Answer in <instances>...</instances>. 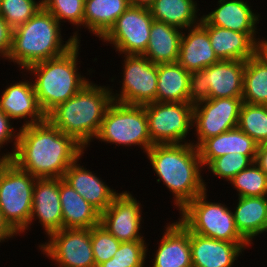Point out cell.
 <instances>
[{"instance_id": "obj_1", "label": "cell", "mask_w": 267, "mask_h": 267, "mask_svg": "<svg viewBox=\"0 0 267 267\" xmlns=\"http://www.w3.org/2000/svg\"><path fill=\"white\" fill-rule=\"evenodd\" d=\"M17 131L18 142L11 161L36 178H63L69 166L84 154L80 144L47 118Z\"/></svg>"}, {"instance_id": "obj_2", "label": "cell", "mask_w": 267, "mask_h": 267, "mask_svg": "<svg viewBox=\"0 0 267 267\" xmlns=\"http://www.w3.org/2000/svg\"><path fill=\"white\" fill-rule=\"evenodd\" d=\"M153 170L171 194L173 203L181 210L187 203L203 193L207 184L201 172L198 148L191 141L179 144H155L146 152ZM202 169V170H201Z\"/></svg>"}, {"instance_id": "obj_3", "label": "cell", "mask_w": 267, "mask_h": 267, "mask_svg": "<svg viewBox=\"0 0 267 267\" xmlns=\"http://www.w3.org/2000/svg\"><path fill=\"white\" fill-rule=\"evenodd\" d=\"M61 30V24L42 7L25 24L13 29L8 61L25 71L31 65L65 54L76 42L80 43L79 30L67 41L62 40Z\"/></svg>"}, {"instance_id": "obj_4", "label": "cell", "mask_w": 267, "mask_h": 267, "mask_svg": "<svg viewBox=\"0 0 267 267\" xmlns=\"http://www.w3.org/2000/svg\"><path fill=\"white\" fill-rule=\"evenodd\" d=\"M109 87L89 81L73 97L53 109L46 118L86 150L97 136L105 112L113 102Z\"/></svg>"}, {"instance_id": "obj_5", "label": "cell", "mask_w": 267, "mask_h": 267, "mask_svg": "<svg viewBox=\"0 0 267 267\" xmlns=\"http://www.w3.org/2000/svg\"><path fill=\"white\" fill-rule=\"evenodd\" d=\"M79 48L80 43L76 42L65 54L31 65L25 71L34 75L37 101L46 116L89 82L77 68Z\"/></svg>"}, {"instance_id": "obj_6", "label": "cell", "mask_w": 267, "mask_h": 267, "mask_svg": "<svg viewBox=\"0 0 267 267\" xmlns=\"http://www.w3.org/2000/svg\"><path fill=\"white\" fill-rule=\"evenodd\" d=\"M207 189L187 203L178 220L192 233L217 240L248 243L237 231L231 208L207 200Z\"/></svg>"}, {"instance_id": "obj_7", "label": "cell", "mask_w": 267, "mask_h": 267, "mask_svg": "<svg viewBox=\"0 0 267 267\" xmlns=\"http://www.w3.org/2000/svg\"><path fill=\"white\" fill-rule=\"evenodd\" d=\"M36 177L11 160H0V212L20 235L30 222Z\"/></svg>"}, {"instance_id": "obj_8", "label": "cell", "mask_w": 267, "mask_h": 267, "mask_svg": "<svg viewBox=\"0 0 267 267\" xmlns=\"http://www.w3.org/2000/svg\"><path fill=\"white\" fill-rule=\"evenodd\" d=\"M95 138L123 147L138 145L146 153L153 146V142L148 132L144 105L121 104L113 101L105 112Z\"/></svg>"}, {"instance_id": "obj_9", "label": "cell", "mask_w": 267, "mask_h": 267, "mask_svg": "<svg viewBox=\"0 0 267 267\" xmlns=\"http://www.w3.org/2000/svg\"><path fill=\"white\" fill-rule=\"evenodd\" d=\"M148 132L155 144L188 143L194 106L188 102H151L144 105ZM186 138V139H185Z\"/></svg>"}, {"instance_id": "obj_10", "label": "cell", "mask_w": 267, "mask_h": 267, "mask_svg": "<svg viewBox=\"0 0 267 267\" xmlns=\"http://www.w3.org/2000/svg\"><path fill=\"white\" fill-rule=\"evenodd\" d=\"M122 63V87L119 93L111 88L115 102L129 105H145L156 102L158 65L144 55H124Z\"/></svg>"}, {"instance_id": "obj_11", "label": "cell", "mask_w": 267, "mask_h": 267, "mask_svg": "<svg viewBox=\"0 0 267 267\" xmlns=\"http://www.w3.org/2000/svg\"><path fill=\"white\" fill-rule=\"evenodd\" d=\"M153 17L148 7L130 6L100 39L124 55H142L148 46Z\"/></svg>"}, {"instance_id": "obj_12", "label": "cell", "mask_w": 267, "mask_h": 267, "mask_svg": "<svg viewBox=\"0 0 267 267\" xmlns=\"http://www.w3.org/2000/svg\"><path fill=\"white\" fill-rule=\"evenodd\" d=\"M39 246L58 267H96L91 243V229L62 228Z\"/></svg>"}, {"instance_id": "obj_13", "label": "cell", "mask_w": 267, "mask_h": 267, "mask_svg": "<svg viewBox=\"0 0 267 267\" xmlns=\"http://www.w3.org/2000/svg\"><path fill=\"white\" fill-rule=\"evenodd\" d=\"M242 97L209 98L194 105L193 127L197 141L191 143L198 147L205 139L237 128Z\"/></svg>"}, {"instance_id": "obj_14", "label": "cell", "mask_w": 267, "mask_h": 267, "mask_svg": "<svg viewBox=\"0 0 267 267\" xmlns=\"http://www.w3.org/2000/svg\"><path fill=\"white\" fill-rule=\"evenodd\" d=\"M129 191L119 192L101 213L100 225L120 242L144 240L141 233L142 207Z\"/></svg>"}, {"instance_id": "obj_15", "label": "cell", "mask_w": 267, "mask_h": 267, "mask_svg": "<svg viewBox=\"0 0 267 267\" xmlns=\"http://www.w3.org/2000/svg\"><path fill=\"white\" fill-rule=\"evenodd\" d=\"M38 223L45 230L47 236L63 228L62 207L59 194V178H36L33 195L30 222L21 232L30 229L34 222Z\"/></svg>"}, {"instance_id": "obj_16", "label": "cell", "mask_w": 267, "mask_h": 267, "mask_svg": "<svg viewBox=\"0 0 267 267\" xmlns=\"http://www.w3.org/2000/svg\"><path fill=\"white\" fill-rule=\"evenodd\" d=\"M217 7L212 12L202 15V18L211 26H219L228 30L246 33L259 47L266 40L256 37L258 34L260 14L252 10L247 1L218 0Z\"/></svg>"}, {"instance_id": "obj_17", "label": "cell", "mask_w": 267, "mask_h": 267, "mask_svg": "<svg viewBox=\"0 0 267 267\" xmlns=\"http://www.w3.org/2000/svg\"><path fill=\"white\" fill-rule=\"evenodd\" d=\"M249 243H234L190 232L192 267H232Z\"/></svg>"}, {"instance_id": "obj_18", "label": "cell", "mask_w": 267, "mask_h": 267, "mask_svg": "<svg viewBox=\"0 0 267 267\" xmlns=\"http://www.w3.org/2000/svg\"><path fill=\"white\" fill-rule=\"evenodd\" d=\"M6 87L0 96V110L11 120L25 119L21 126L24 127L46 119L38 104L32 82L24 80Z\"/></svg>"}, {"instance_id": "obj_19", "label": "cell", "mask_w": 267, "mask_h": 267, "mask_svg": "<svg viewBox=\"0 0 267 267\" xmlns=\"http://www.w3.org/2000/svg\"><path fill=\"white\" fill-rule=\"evenodd\" d=\"M152 267H192L190 231L178 220L166 225Z\"/></svg>"}, {"instance_id": "obj_20", "label": "cell", "mask_w": 267, "mask_h": 267, "mask_svg": "<svg viewBox=\"0 0 267 267\" xmlns=\"http://www.w3.org/2000/svg\"><path fill=\"white\" fill-rule=\"evenodd\" d=\"M82 156L84 155L82 154L69 166L62 179L102 213L112 203L118 192L106 185L94 172L80 165L78 161Z\"/></svg>"}, {"instance_id": "obj_21", "label": "cell", "mask_w": 267, "mask_h": 267, "mask_svg": "<svg viewBox=\"0 0 267 267\" xmlns=\"http://www.w3.org/2000/svg\"><path fill=\"white\" fill-rule=\"evenodd\" d=\"M184 31L177 62L185 70H203L220 61L211 46L207 30L200 23Z\"/></svg>"}, {"instance_id": "obj_22", "label": "cell", "mask_w": 267, "mask_h": 267, "mask_svg": "<svg viewBox=\"0 0 267 267\" xmlns=\"http://www.w3.org/2000/svg\"><path fill=\"white\" fill-rule=\"evenodd\" d=\"M245 61L220 60L203 69L209 98L242 97Z\"/></svg>"}, {"instance_id": "obj_23", "label": "cell", "mask_w": 267, "mask_h": 267, "mask_svg": "<svg viewBox=\"0 0 267 267\" xmlns=\"http://www.w3.org/2000/svg\"><path fill=\"white\" fill-rule=\"evenodd\" d=\"M200 24L207 30L211 46L219 60L246 61L260 48L246 33L211 26L203 18Z\"/></svg>"}, {"instance_id": "obj_24", "label": "cell", "mask_w": 267, "mask_h": 267, "mask_svg": "<svg viewBox=\"0 0 267 267\" xmlns=\"http://www.w3.org/2000/svg\"><path fill=\"white\" fill-rule=\"evenodd\" d=\"M197 148L202 166L205 169L213 159L228 153L247 155L255 162L258 144L237 127L205 139Z\"/></svg>"}, {"instance_id": "obj_25", "label": "cell", "mask_w": 267, "mask_h": 267, "mask_svg": "<svg viewBox=\"0 0 267 267\" xmlns=\"http://www.w3.org/2000/svg\"><path fill=\"white\" fill-rule=\"evenodd\" d=\"M59 194L63 228L91 229L100 224L101 213L62 178H59Z\"/></svg>"}, {"instance_id": "obj_26", "label": "cell", "mask_w": 267, "mask_h": 267, "mask_svg": "<svg viewBox=\"0 0 267 267\" xmlns=\"http://www.w3.org/2000/svg\"><path fill=\"white\" fill-rule=\"evenodd\" d=\"M237 200L232 209L235 226L251 245L256 236L267 232V196L238 197Z\"/></svg>"}, {"instance_id": "obj_27", "label": "cell", "mask_w": 267, "mask_h": 267, "mask_svg": "<svg viewBox=\"0 0 267 267\" xmlns=\"http://www.w3.org/2000/svg\"><path fill=\"white\" fill-rule=\"evenodd\" d=\"M182 32L178 27L153 20L149 43L142 55L157 65L177 62Z\"/></svg>"}, {"instance_id": "obj_28", "label": "cell", "mask_w": 267, "mask_h": 267, "mask_svg": "<svg viewBox=\"0 0 267 267\" xmlns=\"http://www.w3.org/2000/svg\"><path fill=\"white\" fill-rule=\"evenodd\" d=\"M129 7L128 0H85L83 27L101 39Z\"/></svg>"}, {"instance_id": "obj_29", "label": "cell", "mask_w": 267, "mask_h": 267, "mask_svg": "<svg viewBox=\"0 0 267 267\" xmlns=\"http://www.w3.org/2000/svg\"><path fill=\"white\" fill-rule=\"evenodd\" d=\"M197 5L195 0H155L148 9L154 20L185 30L201 22Z\"/></svg>"}, {"instance_id": "obj_30", "label": "cell", "mask_w": 267, "mask_h": 267, "mask_svg": "<svg viewBox=\"0 0 267 267\" xmlns=\"http://www.w3.org/2000/svg\"><path fill=\"white\" fill-rule=\"evenodd\" d=\"M189 78L178 62L158 64L156 102H188Z\"/></svg>"}, {"instance_id": "obj_31", "label": "cell", "mask_w": 267, "mask_h": 267, "mask_svg": "<svg viewBox=\"0 0 267 267\" xmlns=\"http://www.w3.org/2000/svg\"><path fill=\"white\" fill-rule=\"evenodd\" d=\"M242 99L267 106V57L260 50L245 61Z\"/></svg>"}, {"instance_id": "obj_32", "label": "cell", "mask_w": 267, "mask_h": 267, "mask_svg": "<svg viewBox=\"0 0 267 267\" xmlns=\"http://www.w3.org/2000/svg\"><path fill=\"white\" fill-rule=\"evenodd\" d=\"M237 127L258 145L267 143V106L243 102Z\"/></svg>"}, {"instance_id": "obj_33", "label": "cell", "mask_w": 267, "mask_h": 267, "mask_svg": "<svg viewBox=\"0 0 267 267\" xmlns=\"http://www.w3.org/2000/svg\"><path fill=\"white\" fill-rule=\"evenodd\" d=\"M238 197L267 196V175L253 162L230 181Z\"/></svg>"}, {"instance_id": "obj_34", "label": "cell", "mask_w": 267, "mask_h": 267, "mask_svg": "<svg viewBox=\"0 0 267 267\" xmlns=\"http://www.w3.org/2000/svg\"><path fill=\"white\" fill-rule=\"evenodd\" d=\"M43 7L42 0H0V16L12 28L25 24Z\"/></svg>"}, {"instance_id": "obj_35", "label": "cell", "mask_w": 267, "mask_h": 267, "mask_svg": "<svg viewBox=\"0 0 267 267\" xmlns=\"http://www.w3.org/2000/svg\"><path fill=\"white\" fill-rule=\"evenodd\" d=\"M42 4L60 24L67 20L74 28L83 26L85 0H42Z\"/></svg>"}, {"instance_id": "obj_36", "label": "cell", "mask_w": 267, "mask_h": 267, "mask_svg": "<svg viewBox=\"0 0 267 267\" xmlns=\"http://www.w3.org/2000/svg\"><path fill=\"white\" fill-rule=\"evenodd\" d=\"M254 161L247 155L228 153L213 159L206 169L214 176L230 181L235 175L250 166Z\"/></svg>"}, {"instance_id": "obj_37", "label": "cell", "mask_w": 267, "mask_h": 267, "mask_svg": "<svg viewBox=\"0 0 267 267\" xmlns=\"http://www.w3.org/2000/svg\"><path fill=\"white\" fill-rule=\"evenodd\" d=\"M91 243L96 267L111 259L121 244L100 224L91 228Z\"/></svg>"}, {"instance_id": "obj_38", "label": "cell", "mask_w": 267, "mask_h": 267, "mask_svg": "<svg viewBox=\"0 0 267 267\" xmlns=\"http://www.w3.org/2000/svg\"><path fill=\"white\" fill-rule=\"evenodd\" d=\"M148 246L145 240L121 242L115 252L113 261L121 262H146Z\"/></svg>"}, {"instance_id": "obj_39", "label": "cell", "mask_w": 267, "mask_h": 267, "mask_svg": "<svg viewBox=\"0 0 267 267\" xmlns=\"http://www.w3.org/2000/svg\"><path fill=\"white\" fill-rule=\"evenodd\" d=\"M209 99V85L205 82V72L203 70L190 72L188 103L193 106L199 102Z\"/></svg>"}, {"instance_id": "obj_40", "label": "cell", "mask_w": 267, "mask_h": 267, "mask_svg": "<svg viewBox=\"0 0 267 267\" xmlns=\"http://www.w3.org/2000/svg\"><path fill=\"white\" fill-rule=\"evenodd\" d=\"M12 124L11 119L2 110H0V150L3 148V145L5 147V144L13 142L12 151L6 152V154H0V160H11L14 156L19 132L14 130L15 128Z\"/></svg>"}, {"instance_id": "obj_41", "label": "cell", "mask_w": 267, "mask_h": 267, "mask_svg": "<svg viewBox=\"0 0 267 267\" xmlns=\"http://www.w3.org/2000/svg\"><path fill=\"white\" fill-rule=\"evenodd\" d=\"M13 29L0 16V57L7 59L12 45Z\"/></svg>"}, {"instance_id": "obj_42", "label": "cell", "mask_w": 267, "mask_h": 267, "mask_svg": "<svg viewBox=\"0 0 267 267\" xmlns=\"http://www.w3.org/2000/svg\"><path fill=\"white\" fill-rule=\"evenodd\" d=\"M255 163L267 175V143L258 145Z\"/></svg>"}, {"instance_id": "obj_43", "label": "cell", "mask_w": 267, "mask_h": 267, "mask_svg": "<svg viewBox=\"0 0 267 267\" xmlns=\"http://www.w3.org/2000/svg\"><path fill=\"white\" fill-rule=\"evenodd\" d=\"M17 233L9 226L4 220L2 213L0 212V243L3 241L13 238Z\"/></svg>"}, {"instance_id": "obj_44", "label": "cell", "mask_w": 267, "mask_h": 267, "mask_svg": "<svg viewBox=\"0 0 267 267\" xmlns=\"http://www.w3.org/2000/svg\"><path fill=\"white\" fill-rule=\"evenodd\" d=\"M145 262L113 261V258L99 264L97 267H145Z\"/></svg>"}, {"instance_id": "obj_45", "label": "cell", "mask_w": 267, "mask_h": 267, "mask_svg": "<svg viewBox=\"0 0 267 267\" xmlns=\"http://www.w3.org/2000/svg\"><path fill=\"white\" fill-rule=\"evenodd\" d=\"M130 6L149 7L155 0H128Z\"/></svg>"}, {"instance_id": "obj_46", "label": "cell", "mask_w": 267, "mask_h": 267, "mask_svg": "<svg viewBox=\"0 0 267 267\" xmlns=\"http://www.w3.org/2000/svg\"><path fill=\"white\" fill-rule=\"evenodd\" d=\"M259 50L267 57V39L260 46Z\"/></svg>"}]
</instances>
